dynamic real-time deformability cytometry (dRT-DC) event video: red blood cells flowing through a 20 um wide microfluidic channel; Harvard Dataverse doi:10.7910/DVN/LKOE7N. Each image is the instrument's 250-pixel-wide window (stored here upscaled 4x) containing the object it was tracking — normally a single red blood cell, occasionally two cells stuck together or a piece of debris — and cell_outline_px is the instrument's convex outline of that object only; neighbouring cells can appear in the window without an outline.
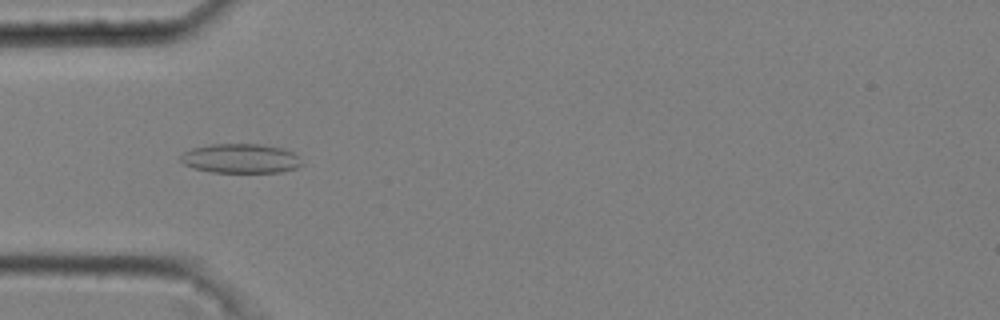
{"species": "common noctule bat (a hibernating species)", "species_latin": "Nyctalus noctula", "temperature_condition": "cold", "stored_images_in_passage": 51, "camera_frame_rate_fps": 3000, "um_per_image_px": 0.085, "animal": {"sex": "male", "body_mass_g": 20.4}, "frame": {"image": 1, "passage_image": 16, "time_ms": 5.0, "image_size_px": [1000, 320], "cell_outline_px": [[304, 164], [296, 168], [280, 172], [212, 172], [192, 168], [184, 164], [180, 160], [180, 156], [184, 152], [192, 148], [212, 144], [260, 144], [284, 148], [292, 152]], "centroid_in_image_um": [20.44, 13.47], "position_along_channel_um": 64.6, "area_um2": 20.75}}
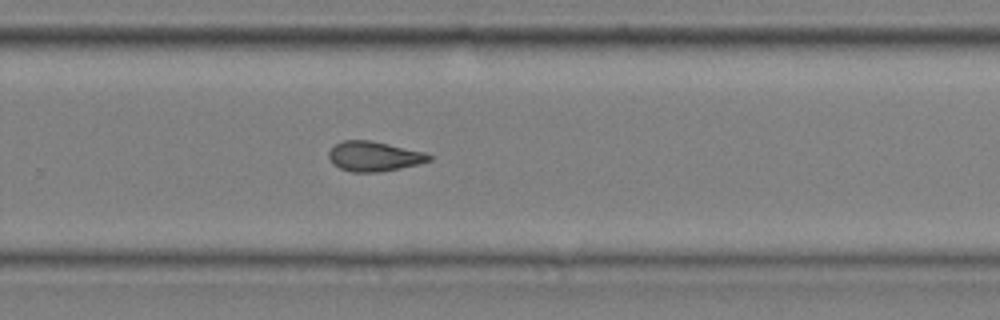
{"frame": {"image": 2, "passage_image": 35, "time_ms": 11.333, "image_size_px": [1000, 320], "cell_outline_px": [[436, 156], [432, 160], [420, 164], [380, 172], [352, 172], [340, 168], [332, 164], [328, 156], [328, 152], [336, 144], [344, 140], [372, 140], [424, 152]], "centroid_in_image_um": [31.83, 13.29], "position_along_channel_um": 298.0, "area_um2": 17.63}}
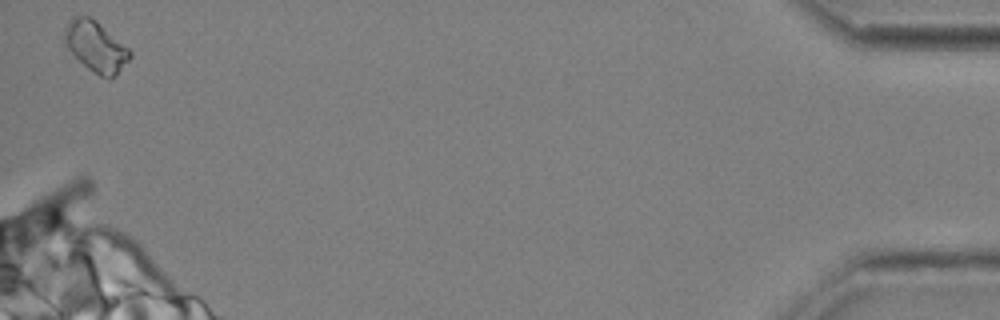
{"frame": {"image": 3, "passage_image": 51, "time_ms": 16.667, "image_size_px": [1000, 320], "cell_outline_px": [[132, 56], [116, 76], [100, 76], [88, 68], [64, 44], [64, 28], [72, 20], [80, 16], [88, 16], [96, 20], [128, 48], [132, 52]], "centroid_in_image_um": [8.17, 3.95], "position_along_channel_um": 427.0, "area_um2": 18.67}, "authors_computed_cell_mechanics": {"area_um2": 17.8024, "velocity_mm_per_s": 3.6992, "shape_relaxation_time_tau1_ms": null, "shape_relaxation_time_tau2_ms": 8.7458, "deformation_change_tau1": null, "deformation_change_tau2": 0.1598}}